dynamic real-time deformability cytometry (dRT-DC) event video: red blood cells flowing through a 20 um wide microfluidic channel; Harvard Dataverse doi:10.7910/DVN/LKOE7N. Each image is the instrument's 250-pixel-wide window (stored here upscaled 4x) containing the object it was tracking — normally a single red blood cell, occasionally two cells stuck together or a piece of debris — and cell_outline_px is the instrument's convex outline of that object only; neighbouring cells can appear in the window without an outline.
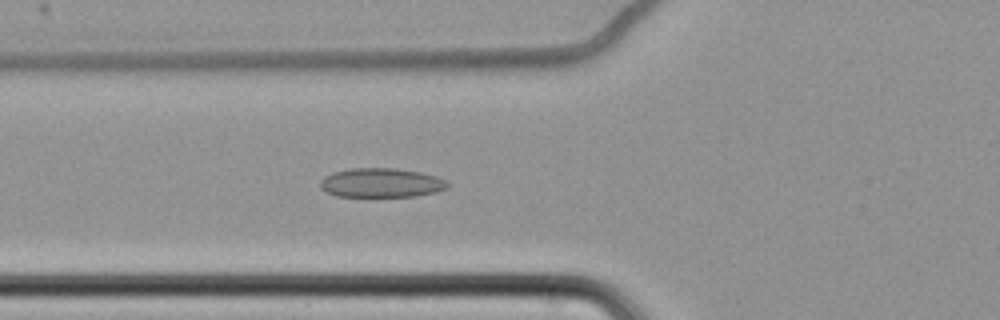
{"species": "common noctule bat (a hibernating species)", "species_latin": "Nyctalus noctula", "temperature_condition": "cold", "stored_images_in_passage": 63, "camera_frame_rate_fps": 3000, "um_per_image_px": 0.085, "animal": {"sex": "female", "body_mass_g": 22.7, "forearm_length_mm": 54.2}, "frame": {"image": 1, "passage_image": 26, "time_ms": 8.333, "image_size_px": [1000, 320], "cell_outline_px": [[448, 188], [436, 192], [416, 196], [336, 196], [320, 188], [320, 180], [324, 176], [332, 172], [348, 168], [396, 168], [420, 172], [436, 176], [444, 180], [448, 184]], "centroid_in_image_um": [32.38, 15.53], "position_along_channel_um": 93.4, "area_um2": 21.73}}
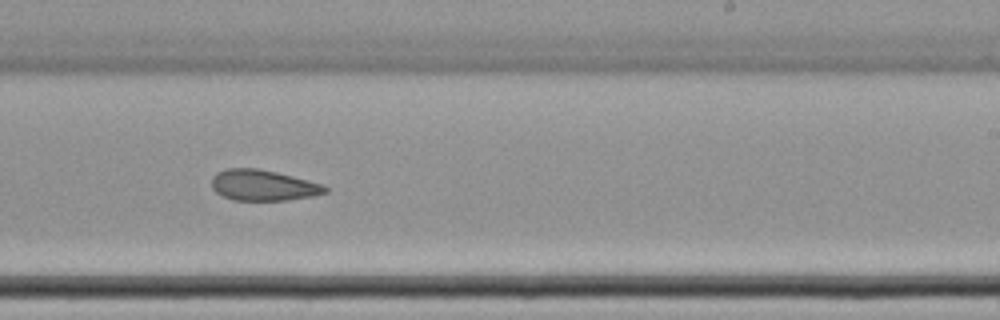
{"frame": {"image": 2, "passage_image": 41, "time_ms": 13.333, "image_size_px": [1000, 320], "cell_outline_px": [[328, 192], [312, 196], [288, 200], [232, 200], [216, 192], [212, 188], [212, 176], [216, 172], [224, 168], [256, 168], [276, 172], [324, 184], [328, 188]], "centroid_in_image_um": [22.36, 15.74], "position_along_channel_um": 266.6, "area_um2": 20.46}}
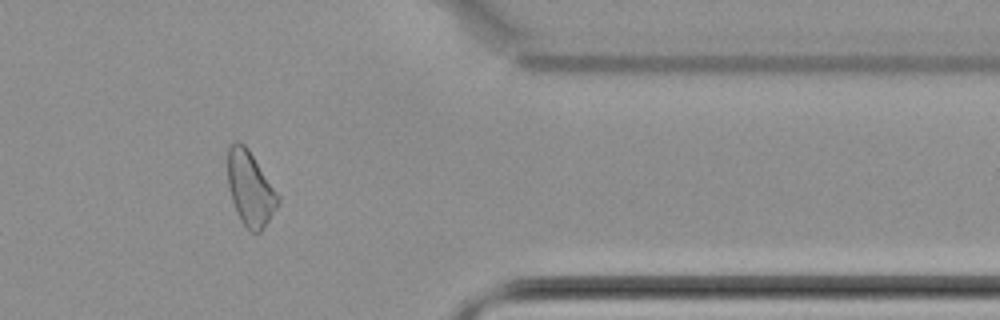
{"frame": {"image": 3, "passage_image": 53, "time_ms": 17.333, "image_size_px": [1000, 320], "cell_outline_px": [[280, 200], [276, 208], [260, 232], [248, 232], [240, 220], [236, 212], [232, 200], [228, 184], [228, 148], [236, 140], [244, 144], [248, 148], [280, 196]], "centroid_in_image_um": [21.26, 16.03], "position_along_channel_um": 390.1, "area_um2": 21.73}, "authors_computed_cell_mechanics": {"area_um2": 22.3686, "velocity_mm_per_s": 3.4683, "shape_relaxation_time_tau1_ms": null, "shape_relaxation_time_tau2_ms": 6.7329, "deformation_change_tau1": null, "deformation_change_tau2": 0.1067}}